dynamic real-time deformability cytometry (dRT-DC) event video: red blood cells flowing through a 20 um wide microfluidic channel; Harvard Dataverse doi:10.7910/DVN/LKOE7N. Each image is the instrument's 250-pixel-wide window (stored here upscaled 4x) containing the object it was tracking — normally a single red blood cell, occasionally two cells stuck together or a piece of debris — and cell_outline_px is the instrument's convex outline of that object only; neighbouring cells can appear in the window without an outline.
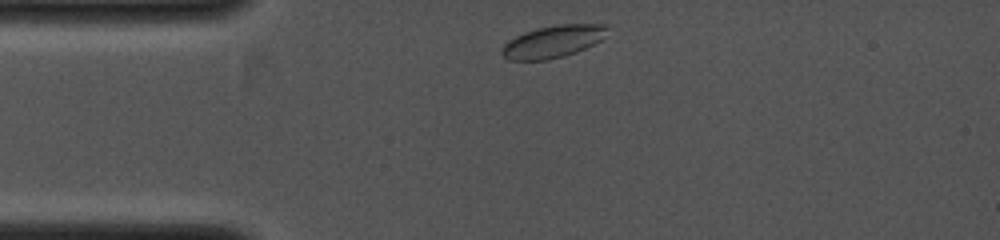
{"species": "common noctule bat (a hibernating species)", "species_latin": "Nyctalus noctula", "temperature_condition": "cold", "stored_images_in_passage": 30, "camera_frame_rate_fps": 4000, "um_per_image_px": 0.085, "animal": {"sex": "female", "body_mass_g": 19.0, "forearm_length_mm": 53.3}, "frame": {"image": 1, "passage_image": 1, "time_ms": 0.0, "image_size_px": [1000, 240], "cell_outline_px": [[608, 28], [600, 40], [576, 52], [564, 56], [548, 60], [508, 60], [500, 52], [500, 48], [508, 40], [524, 32], [540, 28], [560, 24], [608, 24]], "centroid_in_image_um": [46.96, 3.54], "position_along_channel_um": 38.0, "area_um2": 19.65}}
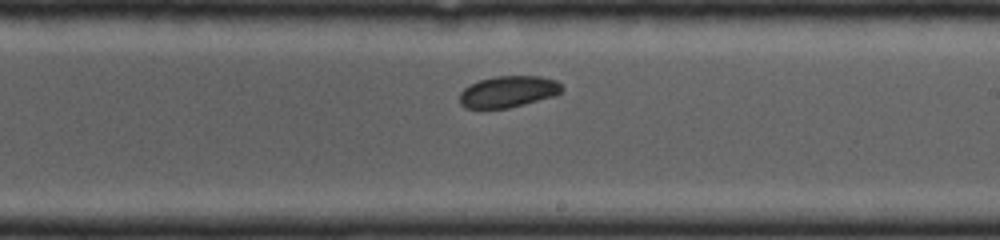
{"frame": {"image": 2, "passage_image": 17, "time_ms": 4.0, "image_size_px": [1000, 240], "cell_outline_px": [[564, 88], [556, 96], [508, 108], [464, 108], [460, 104], [460, 92], [464, 88], [480, 80], [496, 76], [540, 76], [556, 80]], "centroid_in_image_um": [43.22, 7.79], "position_along_channel_um": 245.8, "area_um2": 18.73}}
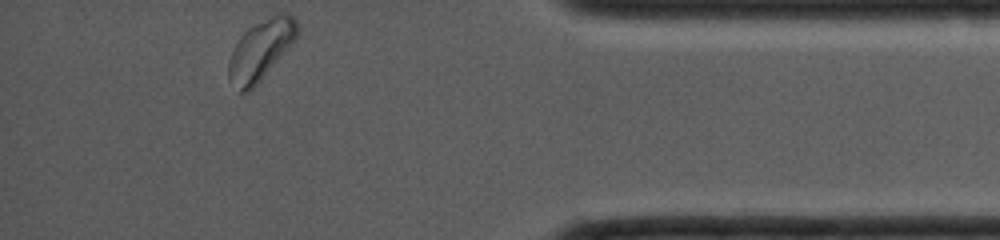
{"frame": {"image": 3, "passage_image": 30, "time_ms": 7.25, "image_size_px": [1000, 240], "cell_outline_px": [[300, 32], [260, 80], [248, 92], [236, 92], [228, 80], [228, 64], [232, 52], [240, 36], [248, 28], [280, 12], [288, 12], [296, 20], [300, 28]], "centroid_in_image_um": [22.14, 4.25], "position_along_channel_um": 413.1, "area_um2": 23.58}}